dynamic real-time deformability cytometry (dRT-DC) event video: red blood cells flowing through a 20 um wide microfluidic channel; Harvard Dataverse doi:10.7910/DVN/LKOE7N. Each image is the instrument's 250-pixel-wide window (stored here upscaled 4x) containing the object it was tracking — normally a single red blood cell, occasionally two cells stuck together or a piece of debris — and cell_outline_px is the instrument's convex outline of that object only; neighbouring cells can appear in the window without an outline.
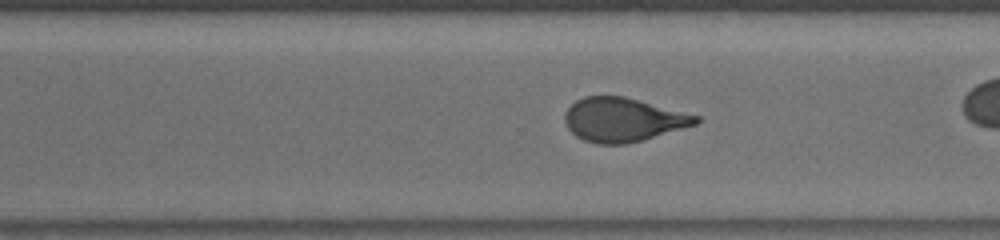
{"species": "human", "species_latin": "Homo sapiens", "temperature_condition": "room temperature", "stored_images_in_passage": 50, "camera_frame_rate_fps": 3000, "um_per_image_px": 0.085, "donor": {"sex": "male"}, "frame": {"image": 1, "passage_image": 43, "time_ms": 14.0, "image_size_px": [1000, 240], "cell_outline_px": [[700, 120], [696, 124], [644, 140], [628, 144], [596, 144], [584, 140], [576, 136], [568, 128], [564, 120], [564, 116], [568, 108], [576, 100], [584, 96], [624, 96], [700, 116]], "centroid_in_image_um": [52.95, 10.18], "position_along_channel_um": 317.7, "area_um2": 33.47}}